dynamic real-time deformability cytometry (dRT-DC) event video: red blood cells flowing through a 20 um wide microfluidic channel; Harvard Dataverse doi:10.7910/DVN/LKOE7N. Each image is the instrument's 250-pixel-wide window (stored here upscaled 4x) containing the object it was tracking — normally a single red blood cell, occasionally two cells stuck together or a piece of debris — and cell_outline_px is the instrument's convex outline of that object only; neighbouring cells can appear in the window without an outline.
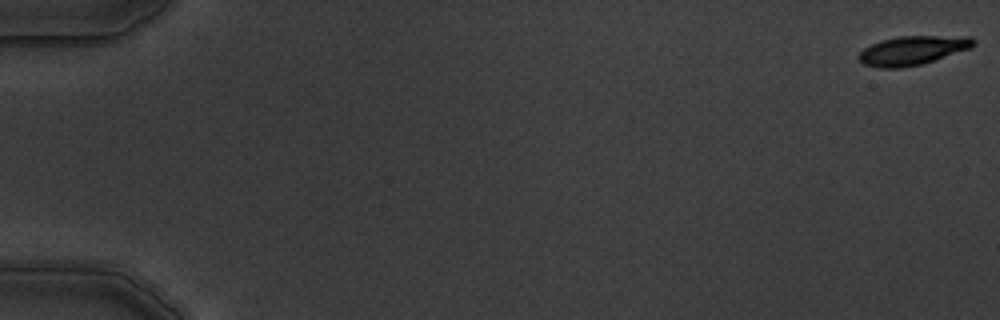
{"species": "common noctule bat (a hibernating species)", "species_latin": "Nyctalus noctula", "temperature_condition": "warm", "stored_images_in_passage": 6, "camera_frame_rate_fps": 3000, "um_per_image_px": 0.085, "animal": {"sex": "male", "body_mass_g": 19.5, "forearm_length_mm": 54.6}, "frame": {"image": 1, "passage_image": 1, "time_ms": 0.0, "image_size_px": [1000, 320], "cell_outline_px": [[976, 44], [972, 48], [924, 64], [900, 68], [880, 68], [864, 64], [860, 60], [860, 52], [864, 48], [880, 40], [896, 36], [972, 36], [976, 40]], "centroid_in_image_um": [77.64, 4.28], "position_along_channel_um": 7.4, "area_um2": 19.65}}
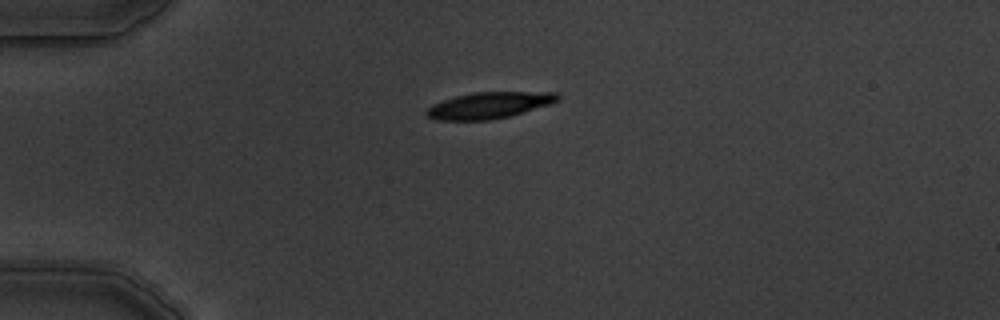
{"frame": {"image": 2, "passage_image": 5, "time_ms": 4.667, "image_size_px": [1000, 320], "cell_outline_px": [[560, 100], [548, 104], [508, 116], [488, 120], [436, 120], [428, 116], [424, 112], [432, 104], [456, 96], [472, 92], [556, 92], [560, 96]], "centroid_in_image_um": [41.54, 8.94], "position_along_channel_um": 43.5, "area_um2": 19.88}}